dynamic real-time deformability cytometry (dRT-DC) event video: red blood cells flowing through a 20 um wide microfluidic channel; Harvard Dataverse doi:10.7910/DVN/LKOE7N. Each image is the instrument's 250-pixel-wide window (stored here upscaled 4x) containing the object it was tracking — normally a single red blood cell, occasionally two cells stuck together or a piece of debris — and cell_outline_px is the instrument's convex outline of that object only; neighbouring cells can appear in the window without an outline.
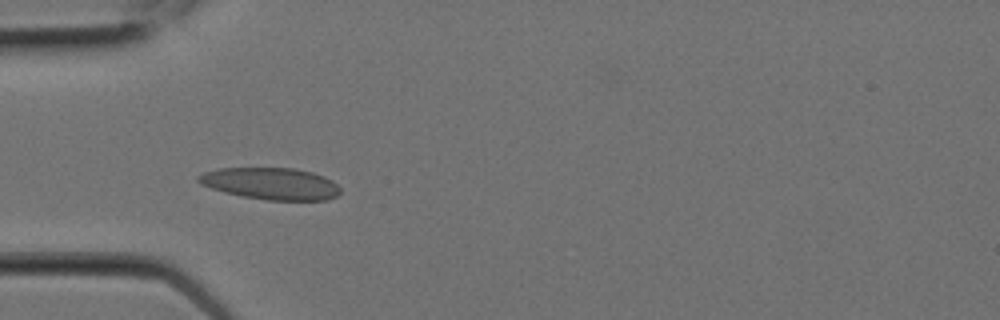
{"species": "Egyptian fruit bat (a non-hibernating species)", "species_latin": "Rousettus aegyptiacus", "temperature_condition": "room temperature", "stored_images_in_passage": 7, "camera_frame_rate_fps": 3000, "um_per_image_px": 0.085, "animal": {"sex": "female"}, "frame": {"image": 1, "passage_image": 6, "time_ms": 1.667, "image_size_px": [1000, 320], "cell_outline_px": [[340, 192], [336, 196], [328, 200], [268, 200], [244, 196], [224, 192], [200, 184], [196, 180], [196, 176], [204, 172], [220, 168], [296, 168], [312, 172], [324, 176], [332, 180], [340, 188]], "centroid_in_image_um": [23.03, 15.6], "position_along_channel_um": 62.0, "area_um2": 26.36}}
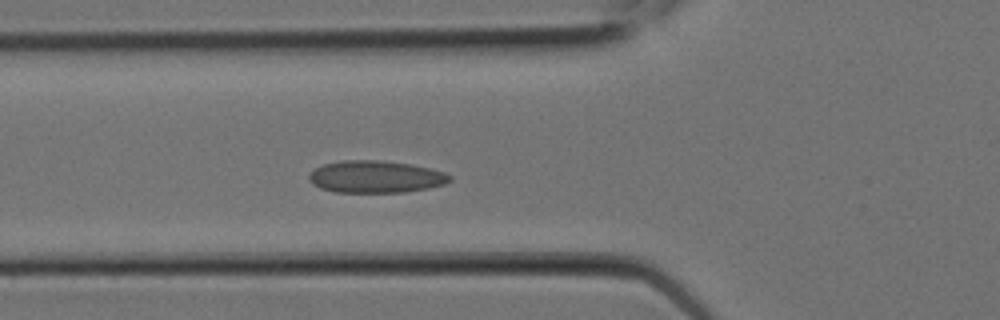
{"frame": {"image": 2, "passage_image": 7, "time_ms": 2.0, "image_size_px": [1000, 320], "cell_outline_px": [[452, 180], [444, 184], [428, 188], [404, 192], [336, 192], [320, 188], [312, 184], [308, 180], [308, 176], [316, 168], [324, 164], [344, 160], [380, 160], [408, 164], [428, 168], [444, 172], [452, 176]], "centroid_in_image_um": [31.92, 15.03], "position_along_channel_um": 93.9, "area_um2": 26.24}}